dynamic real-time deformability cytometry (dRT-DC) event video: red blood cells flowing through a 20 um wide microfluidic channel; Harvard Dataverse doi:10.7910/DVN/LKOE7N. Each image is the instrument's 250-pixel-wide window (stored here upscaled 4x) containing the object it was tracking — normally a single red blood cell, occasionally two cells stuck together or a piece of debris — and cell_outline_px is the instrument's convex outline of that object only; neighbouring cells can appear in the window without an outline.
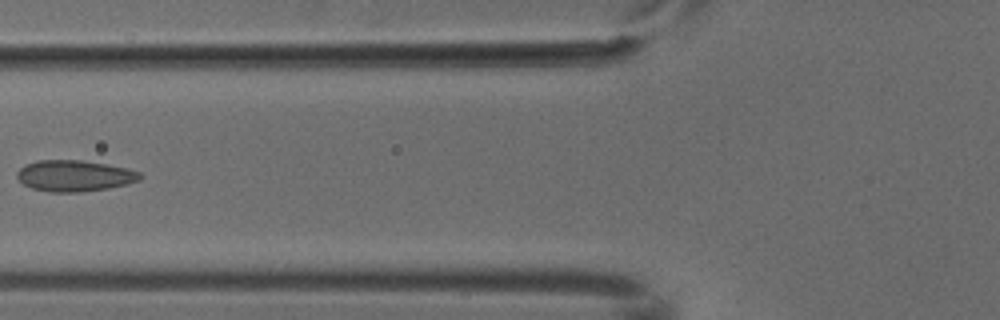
{"species": "common noctule bat (a hibernating species)", "species_latin": "Nyctalus noctula", "temperature_condition": "cold", "stored_images_in_passage": 5, "camera_frame_rate_fps": 3000, "um_per_image_px": 0.085, "animal": {"sex": "male", "body_mass_g": 18.8}, "frame": {"image": 1, "passage_image": 5, "time_ms": 1.333, "image_size_px": [1000, 320], "cell_outline_px": [[144, 176], [140, 180], [128, 184], [108, 188], [80, 192], [52, 192], [32, 188], [24, 184], [16, 176], [16, 172], [24, 164], [36, 160], [80, 160], [108, 164], [128, 168], [140, 172]], "centroid_in_image_um": [6.35, 14.93], "position_along_channel_um": 119.4, "area_um2": 22.54}}